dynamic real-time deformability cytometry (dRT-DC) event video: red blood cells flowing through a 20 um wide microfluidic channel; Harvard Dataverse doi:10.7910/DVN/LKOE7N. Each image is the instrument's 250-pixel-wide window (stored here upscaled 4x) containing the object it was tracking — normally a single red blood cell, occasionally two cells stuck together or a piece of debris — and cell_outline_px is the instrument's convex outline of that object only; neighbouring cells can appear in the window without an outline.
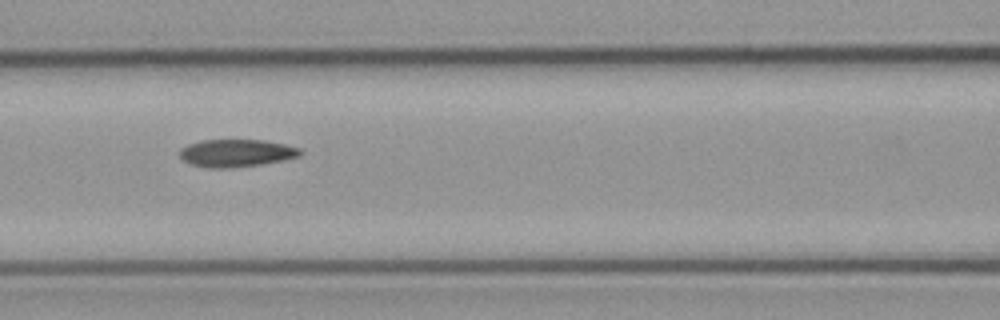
{"species": "common noctule bat (a hibernating species)", "species_latin": "Nyctalus noctula", "temperature_condition": "cold", "stored_images_in_passage": 7, "camera_frame_rate_fps": 3000, "um_per_image_px": 0.085, "animal": {"sex": "male", "body_mass_g": 23.1, "forearm_length_mm": 52.7}, "frame": {"image": 1, "passage_image": 4, "time_ms": 5.0, "image_size_px": [1000, 320], "cell_outline_px": [[304, 152], [300, 156], [284, 160], [260, 164], [232, 168], [208, 168], [188, 164], [180, 156], [180, 148], [188, 144], [200, 140], [264, 140], [284, 144], [300, 148]], "centroid_in_image_um": [20.08, 13.01], "position_along_channel_um": 146.5, "area_um2": 19.54}}
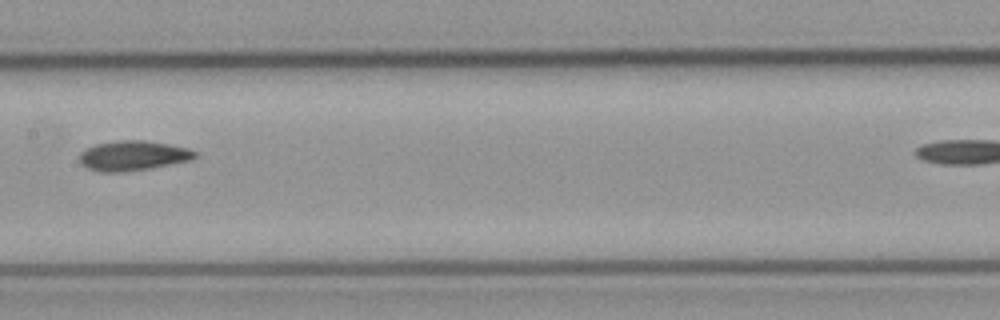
{"frame": {"image": 2, "passage_image": 5, "time_ms": 6.333, "image_size_px": [1000, 320], "cell_outline_px": [[200, 156], [192, 160], [152, 168], [120, 172], [100, 172], [88, 168], [80, 164], [80, 152], [96, 144], [120, 140], [144, 140], [168, 144], [188, 148], [200, 152]], "centroid_in_image_um": [11.37, 13.23], "position_along_channel_um": 196.0, "area_um2": 20.29}}
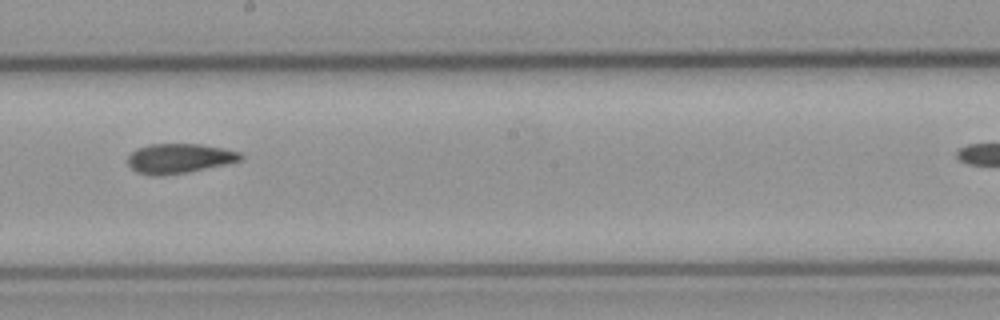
{"frame": {"image": 3, "passage_image": 6, "time_ms": 7.333, "image_size_px": [1000, 320], "cell_outline_px": [[244, 160], [184, 172], [160, 176], [152, 176], [136, 172], [128, 164], [128, 156], [136, 148], [152, 144], [200, 144], [240, 152], [244, 156]], "centroid_in_image_um": [15.21, 13.46], "position_along_channel_um": 233.0, "area_um2": 19.31}}